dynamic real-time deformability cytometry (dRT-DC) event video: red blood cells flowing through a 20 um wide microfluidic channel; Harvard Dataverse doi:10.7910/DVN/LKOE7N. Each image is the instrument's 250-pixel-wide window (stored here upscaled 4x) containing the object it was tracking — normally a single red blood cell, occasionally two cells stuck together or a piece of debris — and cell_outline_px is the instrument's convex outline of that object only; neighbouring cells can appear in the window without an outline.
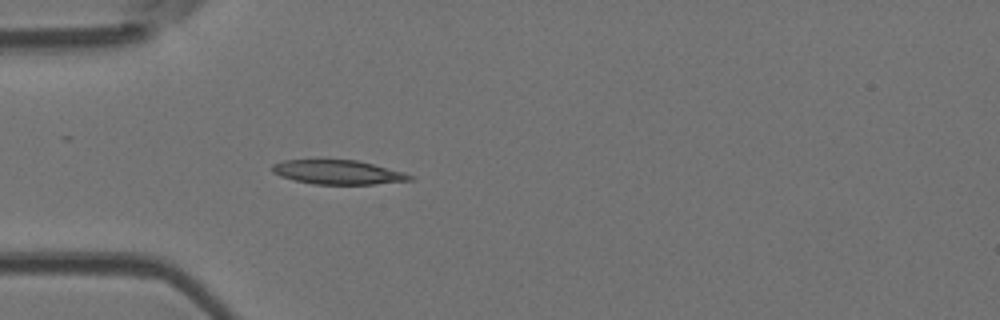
{"species": "Egyptian fruit bat (a non-hibernating species)", "species_latin": "Rousettus aegyptiacus", "temperature_condition": "room temperature", "stored_images_in_passage": 4, "camera_frame_rate_fps": 3000, "um_per_image_px": 0.085, "animal": {"sex": "female"}, "frame": {"image": 1, "passage_image": 1, "time_ms": 0.0, "image_size_px": [1000, 320], "cell_outline_px": [[416, 176], [412, 180], [376, 184], [312, 184], [280, 176], [272, 172], [272, 164], [284, 160], [356, 160], [404, 172]], "centroid_in_image_um": [28.74, 14.64], "position_along_channel_um": 56.3, "area_um2": 19.31}}
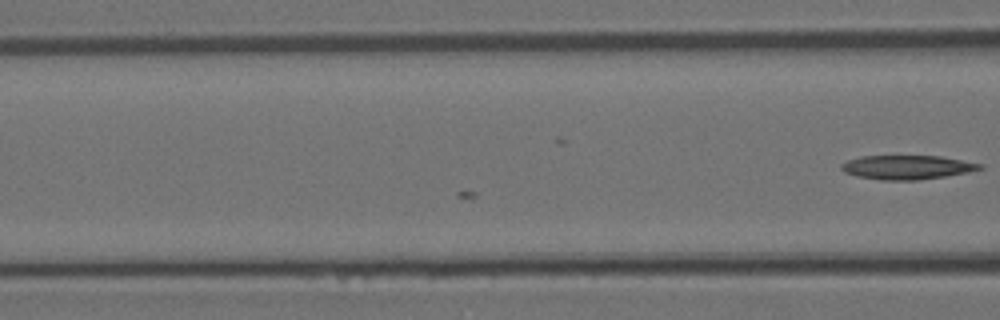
{"frame": {"image": 2, "passage_image": 4, "time_ms": 1.0, "image_size_px": [1000, 320], "cell_outline_px": [[984, 168], [968, 172], [944, 176], [916, 180], [880, 180], [856, 176], [844, 172], [840, 168], [840, 164], [848, 160], [860, 156], [940, 156], [984, 164]], "centroid_in_image_um": [77.08, 14.21], "position_along_channel_um": 89.5, "area_um2": 19.42}}